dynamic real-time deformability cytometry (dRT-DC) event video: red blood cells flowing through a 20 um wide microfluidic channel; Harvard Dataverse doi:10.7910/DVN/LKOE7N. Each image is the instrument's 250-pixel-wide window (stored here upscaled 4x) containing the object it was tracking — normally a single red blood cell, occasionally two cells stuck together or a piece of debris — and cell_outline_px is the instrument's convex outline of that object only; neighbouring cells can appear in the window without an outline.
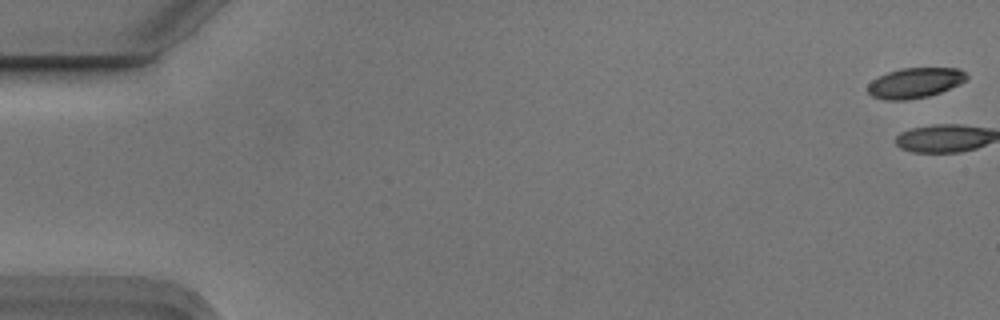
{"species": "Egyptian fruit bat (a non-hibernating species)", "species_latin": "Rousettus aegyptiacus", "temperature_condition": "cold", "stored_images_in_passage": 2, "camera_frame_rate_fps": 3000, "um_per_image_px": 0.085, "animal": {"sex": "male"}, "frame": {"image": 1, "passage_image": 1, "time_ms": 0.0, "image_size_px": [1000, 320], "cell_outline_px": [[968, 76], [960, 84], [940, 92], [928, 96], [904, 100], [884, 100], [872, 96], [868, 92], [868, 84], [872, 80], [888, 72], [900, 68], [960, 68]], "centroid_in_image_um": [77.76, 7.04], "position_along_channel_um": 7.2, "area_um2": 17.28}}